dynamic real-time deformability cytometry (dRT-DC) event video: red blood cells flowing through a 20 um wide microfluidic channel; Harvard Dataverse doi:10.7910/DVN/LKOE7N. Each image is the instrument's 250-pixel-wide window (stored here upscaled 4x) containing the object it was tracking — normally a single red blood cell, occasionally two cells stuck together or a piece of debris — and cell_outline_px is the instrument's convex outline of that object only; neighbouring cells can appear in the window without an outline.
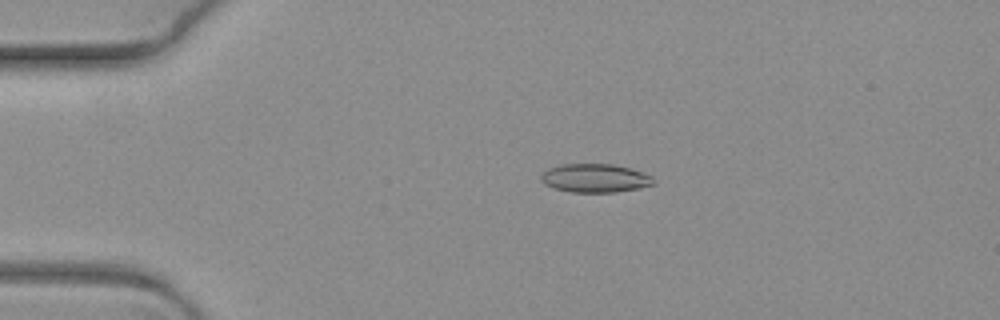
{"species": "common noctule bat (a hibernating species)", "species_latin": "Nyctalus noctula", "temperature_condition": "warm", "stored_images_in_passage": 8, "camera_frame_rate_fps": 3000, "um_per_image_px": 0.085, "animal": {"sex": "female", "body_mass_g": 19.3, "forearm_length_mm": 54.1}, "frame": {"image": 1, "passage_image": 4, "time_ms": 1.0, "image_size_px": [1000, 320], "cell_outline_px": [[656, 184], [616, 192], [568, 192], [552, 188], [544, 184], [540, 180], [540, 176], [548, 168], [564, 164], [612, 164], [628, 168], [652, 176]], "centroid_in_image_um": [50.53, 15.15], "position_along_channel_um": 34.5, "area_um2": 18.67}}
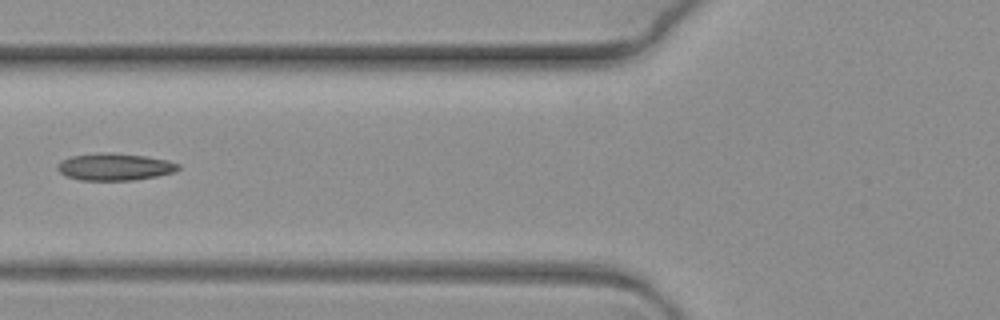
{"frame": {"image": 2, "passage_image": 7, "time_ms": 2.0, "image_size_px": [1000, 320], "cell_outline_px": [[180, 168], [172, 172], [156, 176], [132, 180], [80, 180], [68, 176], [60, 172], [56, 168], [56, 164], [60, 160], [72, 156], [100, 152], [112, 152], [144, 156], [168, 160], [180, 164]], "centroid_in_image_um": [9.72, 14.17], "position_along_channel_um": 116.1, "area_um2": 19.07}}
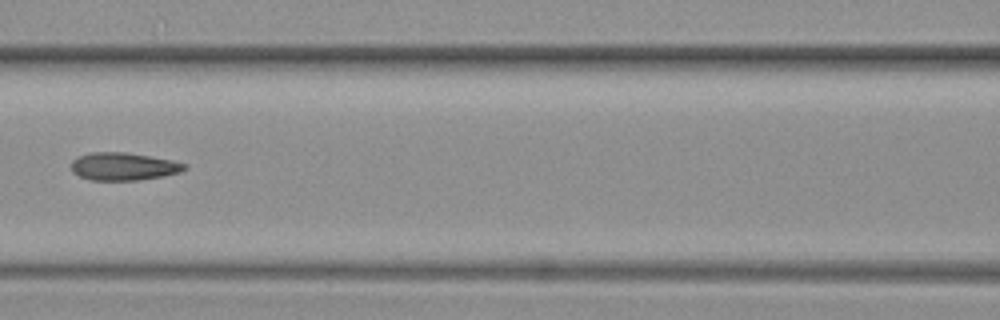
{"frame": {"image": 3, "passage_image": 8, "time_ms": 2.333, "image_size_px": [1000, 320], "cell_outline_px": [[188, 168], [180, 172], [164, 176], [140, 180], [88, 180], [72, 172], [72, 160], [80, 156], [92, 152], [124, 152], [172, 160], [188, 164]], "centroid_in_image_um": [10.52, 14.15], "position_along_channel_um": 156.1, "area_um2": 18.32}}